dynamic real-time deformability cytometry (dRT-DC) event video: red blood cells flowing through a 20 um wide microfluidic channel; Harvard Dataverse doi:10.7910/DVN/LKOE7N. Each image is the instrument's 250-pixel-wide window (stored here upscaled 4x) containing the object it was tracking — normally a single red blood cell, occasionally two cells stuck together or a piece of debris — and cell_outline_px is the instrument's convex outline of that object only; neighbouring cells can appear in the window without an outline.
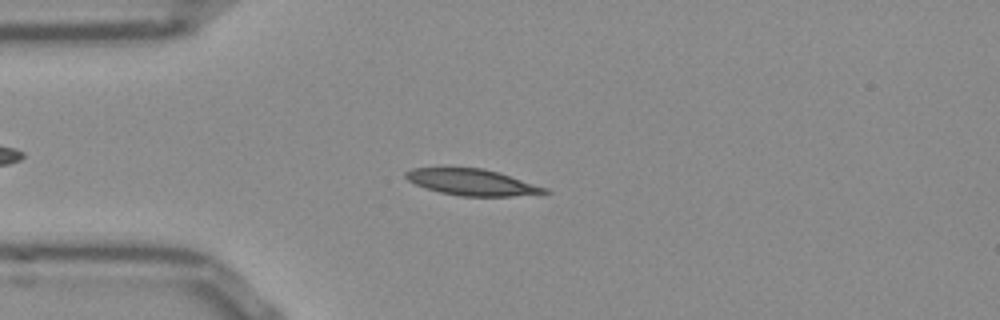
{"species": "Egyptian fruit bat (a non-hibernating species)", "species_latin": "Rousettus aegyptiacus", "temperature_condition": "room temperature", "stored_images_in_passage": 51, "camera_frame_rate_fps": 3000, "um_per_image_px": 0.085, "frame": {"image": 1, "passage_image": 12, "time_ms": 3.667, "image_size_px": [1000, 320], "cell_outline_px": [[552, 192], [512, 196], [460, 196], [440, 192], [416, 184], [408, 180], [404, 176], [404, 172], [412, 168], [484, 168], [548, 188]], "centroid_in_image_um": [40.12, 15.49], "position_along_channel_um": 44.9, "area_um2": 20.98}}
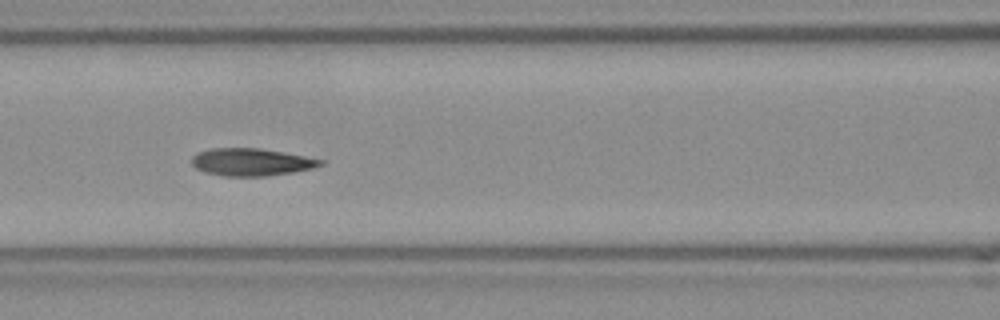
{"frame": {"image": 2, "passage_image": 21, "time_ms": 6.667, "image_size_px": [1000, 320], "cell_outline_px": [[324, 164], [312, 168], [292, 172], [268, 176], [224, 176], [204, 172], [196, 168], [192, 164], [192, 156], [196, 152], [212, 148], [256, 148], [284, 152], [324, 160]], "centroid_in_image_um": [21.33, 13.77], "position_along_channel_um": 145.3, "area_um2": 20.58}}
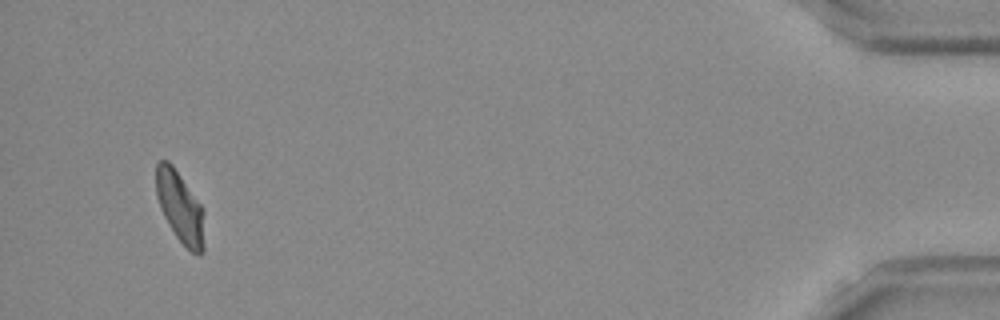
{"frame": {"image": 3, "passage_image": 49, "time_ms": 16.0, "image_size_px": [1000, 320], "cell_outline_px": [[204, 252], [200, 256], [192, 252], [176, 236], [164, 216], [160, 208], [156, 196], [156, 164], [160, 160], [168, 160], [172, 164], [200, 204], [204, 248]], "centroid_in_image_um": [15.26, 17.58], "position_along_channel_um": 419.9, "area_um2": 19.42}, "authors_computed_cell_mechanics": {"area_um2": 20.6346, "velocity_mm_per_s": 3.8263, "shape_relaxation_time_tau1_ms": 5.0518, "shape_relaxation_time_tau2_ms": 1.5681, "deformation_change_tau1": 0.176, "deformation_change_tau2": 0.0797}}